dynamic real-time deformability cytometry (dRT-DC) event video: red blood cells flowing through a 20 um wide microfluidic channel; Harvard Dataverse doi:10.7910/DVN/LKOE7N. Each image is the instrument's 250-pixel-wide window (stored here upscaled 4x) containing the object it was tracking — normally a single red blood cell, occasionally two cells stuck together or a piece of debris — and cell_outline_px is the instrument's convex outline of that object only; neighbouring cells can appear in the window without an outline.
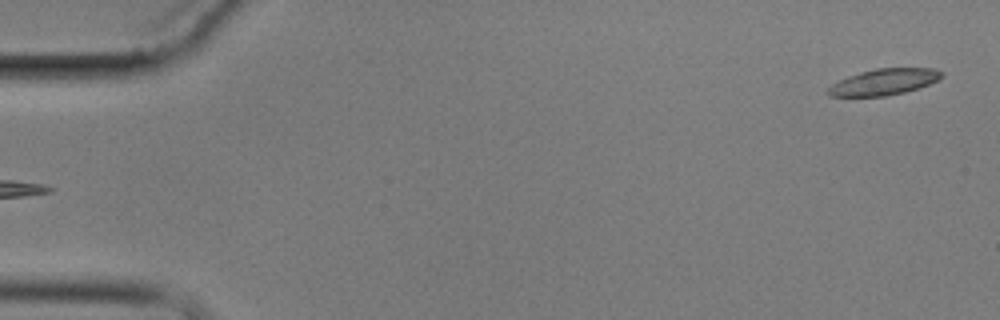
{"species": "common noctule bat (a hibernating species)", "species_latin": "Nyctalus noctula", "temperature_condition": "cold", "stored_images_in_passage": 6, "segment_of_instrument_passage": [2, 2], "camera_frame_rate_fps": 3000, "um_per_image_px": 0.085, "animal": {"sex": "male", "body_mass_g": 17.9}, "frame": {"image": 1, "passage_image": 6, "time_ms": 5.667, "image_size_px": [1000, 320], "cell_outline_px": [[944, 76], [940, 80], [904, 92], [884, 96], [828, 96], [828, 88], [832, 84], [848, 76], [860, 72], [876, 68], [936, 68], [944, 72]], "centroid_in_image_um": [75.18, 6.95], "position_along_channel_um": 9.8, "area_um2": 17.28}}